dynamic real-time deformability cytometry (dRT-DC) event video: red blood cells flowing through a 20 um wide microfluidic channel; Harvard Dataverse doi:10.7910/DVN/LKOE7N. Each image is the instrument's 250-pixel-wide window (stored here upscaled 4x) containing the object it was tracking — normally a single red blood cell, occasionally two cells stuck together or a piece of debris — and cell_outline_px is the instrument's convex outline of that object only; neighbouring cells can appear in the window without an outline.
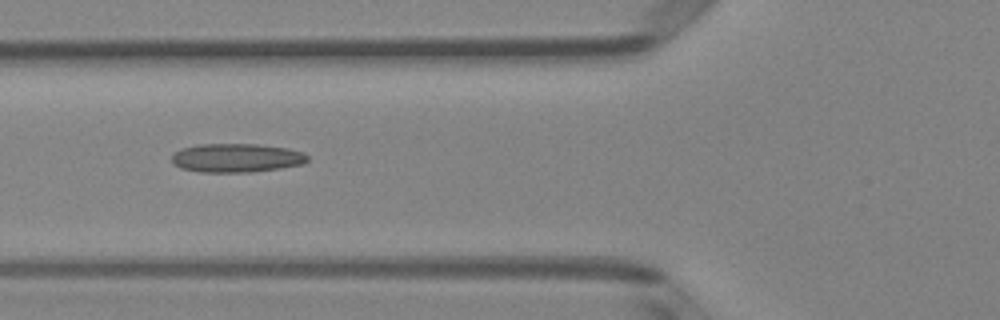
{"species": "Egyptian fruit bat (a non-hibernating species)", "species_latin": "Rousettus aegyptiacus", "temperature_condition": "room temperature", "stored_images_in_passage": 8, "camera_frame_rate_fps": 3000, "um_per_image_px": 0.085, "animal": {"sex": "female"}, "frame": {"image": 1, "passage_image": 6, "time_ms": 1.667, "image_size_px": [1000, 320], "cell_outline_px": [[308, 160], [304, 164], [280, 168], [252, 172], [200, 172], [180, 168], [172, 164], [172, 152], [180, 148], [200, 144], [256, 144], [288, 148], [304, 152], [308, 156]], "centroid_in_image_um": [20.08, 13.42], "position_along_channel_um": 105.7, "area_um2": 23.06}}
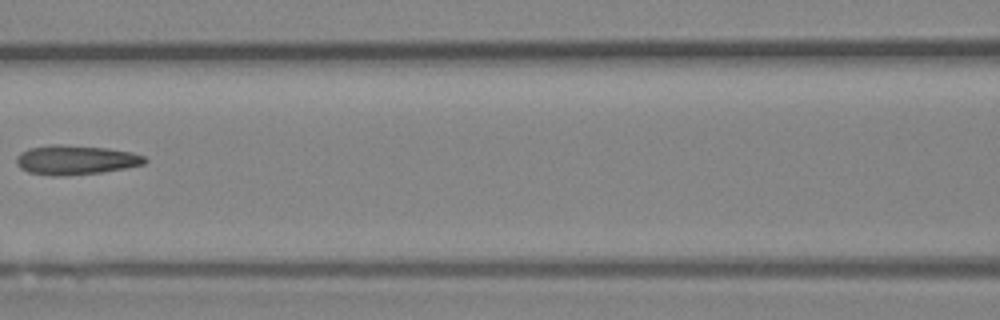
{"frame": {"image": 2, "passage_image": 7, "time_ms": 2.0, "image_size_px": [1000, 320], "cell_outline_px": [[148, 160], [144, 164], [104, 172], [64, 176], [52, 176], [28, 172], [20, 168], [16, 164], [16, 156], [20, 152], [28, 148], [52, 144], [60, 144], [108, 148], [132, 152], [144, 156]], "centroid_in_image_um": [6.4, 13.59], "position_along_channel_um": 160.2, "area_um2": 22.25}}
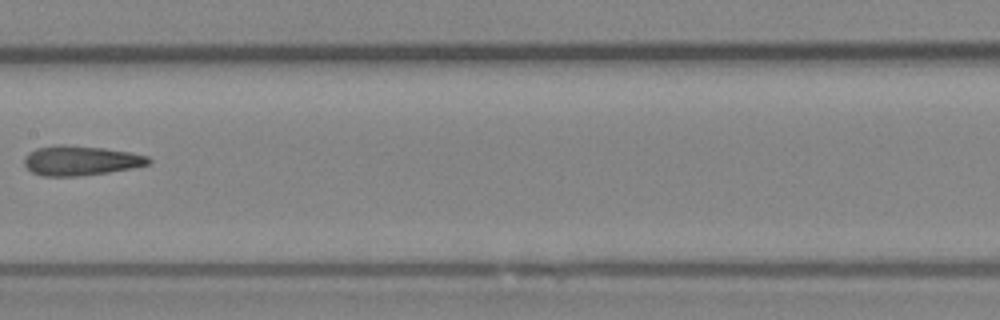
{"frame": {"image": 3, "passage_image": 8, "time_ms": 2.333, "image_size_px": [1000, 320], "cell_outline_px": [[152, 160], [148, 164], [132, 168], [108, 172], [76, 176], [40, 176], [32, 172], [24, 164], [24, 156], [28, 152], [36, 148], [56, 144], [64, 144], [104, 148], [132, 152], [148, 156]], "centroid_in_image_um": [6.83, 13.63], "position_along_channel_um": 200.6, "area_um2": 21.68}}